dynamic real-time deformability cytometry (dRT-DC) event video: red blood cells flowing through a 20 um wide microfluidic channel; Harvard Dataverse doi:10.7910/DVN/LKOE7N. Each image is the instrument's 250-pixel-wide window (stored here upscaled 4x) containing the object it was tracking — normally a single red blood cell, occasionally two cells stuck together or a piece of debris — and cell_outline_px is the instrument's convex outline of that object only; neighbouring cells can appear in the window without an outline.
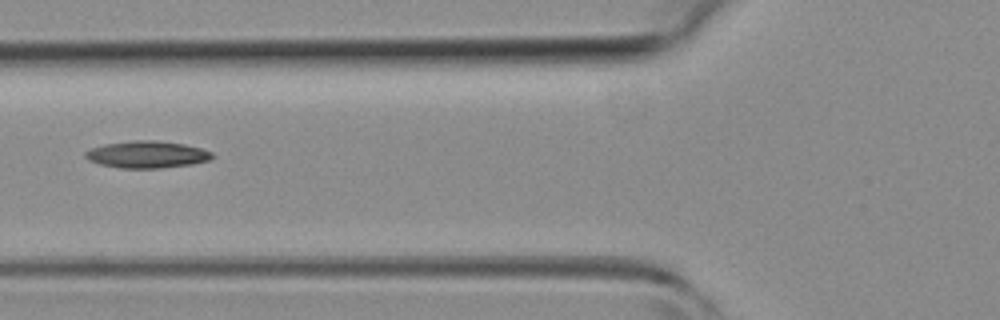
{"species": "common noctule bat (a hibernating species)", "species_latin": "Nyctalus noctula", "temperature_condition": "room temperature", "stored_images_in_passage": 2, "camera_frame_rate_fps": 3000, "um_per_image_px": 0.085, "animal": {"sex": "female", "body_mass_g": 19.3, "forearm_length_mm": 54.1}, "frame": {"image": 1, "passage_image": 2, "time_ms": 1.0, "image_size_px": [1000, 320], "cell_outline_px": [[216, 156], [208, 160], [192, 164], [160, 168], [120, 168], [100, 164], [88, 160], [84, 156], [84, 152], [92, 148], [104, 144], [136, 140], [156, 140], [184, 144], [200, 148], [212, 152]], "centroid_in_image_um": [12.49, 13.13], "position_along_channel_um": 113.3, "area_um2": 19.94}}